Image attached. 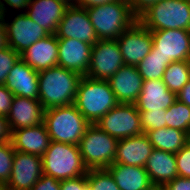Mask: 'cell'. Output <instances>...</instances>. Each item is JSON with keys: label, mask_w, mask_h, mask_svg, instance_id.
I'll list each match as a JSON object with an SVG mask.
<instances>
[{"label": "cell", "mask_w": 190, "mask_h": 190, "mask_svg": "<svg viewBox=\"0 0 190 190\" xmlns=\"http://www.w3.org/2000/svg\"><path fill=\"white\" fill-rule=\"evenodd\" d=\"M82 77L81 74L58 65L40 71L38 75V100L43 109L74 104Z\"/></svg>", "instance_id": "1"}, {"label": "cell", "mask_w": 190, "mask_h": 190, "mask_svg": "<svg viewBox=\"0 0 190 190\" xmlns=\"http://www.w3.org/2000/svg\"><path fill=\"white\" fill-rule=\"evenodd\" d=\"M118 104L109 82L83 76L79 82L74 105L90 122L96 124Z\"/></svg>", "instance_id": "2"}, {"label": "cell", "mask_w": 190, "mask_h": 190, "mask_svg": "<svg viewBox=\"0 0 190 190\" xmlns=\"http://www.w3.org/2000/svg\"><path fill=\"white\" fill-rule=\"evenodd\" d=\"M86 10L98 40H116L138 20L127 0H117Z\"/></svg>", "instance_id": "3"}, {"label": "cell", "mask_w": 190, "mask_h": 190, "mask_svg": "<svg viewBox=\"0 0 190 190\" xmlns=\"http://www.w3.org/2000/svg\"><path fill=\"white\" fill-rule=\"evenodd\" d=\"M51 141L79 145L90 122L74 104L44 110V120Z\"/></svg>", "instance_id": "4"}, {"label": "cell", "mask_w": 190, "mask_h": 190, "mask_svg": "<svg viewBox=\"0 0 190 190\" xmlns=\"http://www.w3.org/2000/svg\"><path fill=\"white\" fill-rule=\"evenodd\" d=\"M43 174L58 181L86 175L85 166L78 145L50 141L42 156Z\"/></svg>", "instance_id": "5"}, {"label": "cell", "mask_w": 190, "mask_h": 190, "mask_svg": "<svg viewBox=\"0 0 190 190\" xmlns=\"http://www.w3.org/2000/svg\"><path fill=\"white\" fill-rule=\"evenodd\" d=\"M138 21L150 31L184 29L190 31L188 0H160L150 6Z\"/></svg>", "instance_id": "6"}, {"label": "cell", "mask_w": 190, "mask_h": 190, "mask_svg": "<svg viewBox=\"0 0 190 190\" xmlns=\"http://www.w3.org/2000/svg\"><path fill=\"white\" fill-rule=\"evenodd\" d=\"M118 140L96 124H90L80 140L79 149L89 169L107 168L114 163Z\"/></svg>", "instance_id": "7"}, {"label": "cell", "mask_w": 190, "mask_h": 190, "mask_svg": "<svg viewBox=\"0 0 190 190\" xmlns=\"http://www.w3.org/2000/svg\"><path fill=\"white\" fill-rule=\"evenodd\" d=\"M96 125L117 140L143 134L135 104L118 103Z\"/></svg>", "instance_id": "8"}, {"label": "cell", "mask_w": 190, "mask_h": 190, "mask_svg": "<svg viewBox=\"0 0 190 190\" xmlns=\"http://www.w3.org/2000/svg\"><path fill=\"white\" fill-rule=\"evenodd\" d=\"M124 65L117 40H98L92 46L91 60L86 76L107 81Z\"/></svg>", "instance_id": "9"}, {"label": "cell", "mask_w": 190, "mask_h": 190, "mask_svg": "<svg viewBox=\"0 0 190 190\" xmlns=\"http://www.w3.org/2000/svg\"><path fill=\"white\" fill-rule=\"evenodd\" d=\"M125 65L137 66L151 51V31L138 20L116 39Z\"/></svg>", "instance_id": "10"}, {"label": "cell", "mask_w": 190, "mask_h": 190, "mask_svg": "<svg viewBox=\"0 0 190 190\" xmlns=\"http://www.w3.org/2000/svg\"><path fill=\"white\" fill-rule=\"evenodd\" d=\"M5 15L4 24L8 37V45L21 54L30 45L49 35L41 26L32 21L24 12L15 15L12 21H7Z\"/></svg>", "instance_id": "11"}, {"label": "cell", "mask_w": 190, "mask_h": 190, "mask_svg": "<svg viewBox=\"0 0 190 190\" xmlns=\"http://www.w3.org/2000/svg\"><path fill=\"white\" fill-rule=\"evenodd\" d=\"M58 39H77L92 46L98 41L86 8L69 6L55 32Z\"/></svg>", "instance_id": "12"}, {"label": "cell", "mask_w": 190, "mask_h": 190, "mask_svg": "<svg viewBox=\"0 0 190 190\" xmlns=\"http://www.w3.org/2000/svg\"><path fill=\"white\" fill-rule=\"evenodd\" d=\"M156 52L170 62L190 60V31L165 29L151 31Z\"/></svg>", "instance_id": "13"}, {"label": "cell", "mask_w": 190, "mask_h": 190, "mask_svg": "<svg viewBox=\"0 0 190 190\" xmlns=\"http://www.w3.org/2000/svg\"><path fill=\"white\" fill-rule=\"evenodd\" d=\"M42 175V157L15 151L7 190H31Z\"/></svg>", "instance_id": "14"}, {"label": "cell", "mask_w": 190, "mask_h": 190, "mask_svg": "<svg viewBox=\"0 0 190 190\" xmlns=\"http://www.w3.org/2000/svg\"><path fill=\"white\" fill-rule=\"evenodd\" d=\"M58 50V66L86 75L91 60V44L71 38L58 39Z\"/></svg>", "instance_id": "15"}, {"label": "cell", "mask_w": 190, "mask_h": 190, "mask_svg": "<svg viewBox=\"0 0 190 190\" xmlns=\"http://www.w3.org/2000/svg\"><path fill=\"white\" fill-rule=\"evenodd\" d=\"M107 81L118 103L135 104L144 80L137 66L124 65Z\"/></svg>", "instance_id": "16"}, {"label": "cell", "mask_w": 190, "mask_h": 190, "mask_svg": "<svg viewBox=\"0 0 190 190\" xmlns=\"http://www.w3.org/2000/svg\"><path fill=\"white\" fill-rule=\"evenodd\" d=\"M58 38L55 34L40 39L20 54V58L40 72L58 65Z\"/></svg>", "instance_id": "17"}, {"label": "cell", "mask_w": 190, "mask_h": 190, "mask_svg": "<svg viewBox=\"0 0 190 190\" xmlns=\"http://www.w3.org/2000/svg\"><path fill=\"white\" fill-rule=\"evenodd\" d=\"M38 75L26 62L19 58L5 81V86L15 95L38 100Z\"/></svg>", "instance_id": "18"}, {"label": "cell", "mask_w": 190, "mask_h": 190, "mask_svg": "<svg viewBox=\"0 0 190 190\" xmlns=\"http://www.w3.org/2000/svg\"><path fill=\"white\" fill-rule=\"evenodd\" d=\"M153 150L154 147L145 133L120 139L117 142L114 163L145 168L147 159Z\"/></svg>", "instance_id": "19"}, {"label": "cell", "mask_w": 190, "mask_h": 190, "mask_svg": "<svg viewBox=\"0 0 190 190\" xmlns=\"http://www.w3.org/2000/svg\"><path fill=\"white\" fill-rule=\"evenodd\" d=\"M7 120L12 132L20 128L37 126L44 120L43 106L39 100L14 96Z\"/></svg>", "instance_id": "20"}, {"label": "cell", "mask_w": 190, "mask_h": 190, "mask_svg": "<svg viewBox=\"0 0 190 190\" xmlns=\"http://www.w3.org/2000/svg\"><path fill=\"white\" fill-rule=\"evenodd\" d=\"M45 123L20 128L12 132L11 142L14 150L42 157L50 144Z\"/></svg>", "instance_id": "21"}, {"label": "cell", "mask_w": 190, "mask_h": 190, "mask_svg": "<svg viewBox=\"0 0 190 190\" xmlns=\"http://www.w3.org/2000/svg\"><path fill=\"white\" fill-rule=\"evenodd\" d=\"M67 7L58 0H31L26 14L49 34H55Z\"/></svg>", "instance_id": "22"}, {"label": "cell", "mask_w": 190, "mask_h": 190, "mask_svg": "<svg viewBox=\"0 0 190 190\" xmlns=\"http://www.w3.org/2000/svg\"><path fill=\"white\" fill-rule=\"evenodd\" d=\"M176 99V94L168 89L162 79L144 80L135 105L139 112L167 110Z\"/></svg>", "instance_id": "23"}, {"label": "cell", "mask_w": 190, "mask_h": 190, "mask_svg": "<svg viewBox=\"0 0 190 190\" xmlns=\"http://www.w3.org/2000/svg\"><path fill=\"white\" fill-rule=\"evenodd\" d=\"M145 169L154 187L163 188L178 176L175 153L154 149Z\"/></svg>", "instance_id": "24"}, {"label": "cell", "mask_w": 190, "mask_h": 190, "mask_svg": "<svg viewBox=\"0 0 190 190\" xmlns=\"http://www.w3.org/2000/svg\"><path fill=\"white\" fill-rule=\"evenodd\" d=\"M107 169L120 190H152L154 188L144 167L113 163Z\"/></svg>", "instance_id": "25"}, {"label": "cell", "mask_w": 190, "mask_h": 190, "mask_svg": "<svg viewBox=\"0 0 190 190\" xmlns=\"http://www.w3.org/2000/svg\"><path fill=\"white\" fill-rule=\"evenodd\" d=\"M186 132L179 129L164 127L146 133L154 149L177 153L186 145Z\"/></svg>", "instance_id": "26"}, {"label": "cell", "mask_w": 190, "mask_h": 190, "mask_svg": "<svg viewBox=\"0 0 190 190\" xmlns=\"http://www.w3.org/2000/svg\"><path fill=\"white\" fill-rule=\"evenodd\" d=\"M190 80V60L171 62L163 74L162 81L176 95Z\"/></svg>", "instance_id": "27"}, {"label": "cell", "mask_w": 190, "mask_h": 190, "mask_svg": "<svg viewBox=\"0 0 190 190\" xmlns=\"http://www.w3.org/2000/svg\"><path fill=\"white\" fill-rule=\"evenodd\" d=\"M170 63L152 46L150 53L137 65V69L143 80H160Z\"/></svg>", "instance_id": "28"}, {"label": "cell", "mask_w": 190, "mask_h": 190, "mask_svg": "<svg viewBox=\"0 0 190 190\" xmlns=\"http://www.w3.org/2000/svg\"><path fill=\"white\" fill-rule=\"evenodd\" d=\"M166 127L187 133L190 130V107L176 99L166 110Z\"/></svg>", "instance_id": "29"}, {"label": "cell", "mask_w": 190, "mask_h": 190, "mask_svg": "<svg viewBox=\"0 0 190 190\" xmlns=\"http://www.w3.org/2000/svg\"><path fill=\"white\" fill-rule=\"evenodd\" d=\"M86 177L90 190H120L107 168L89 169Z\"/></svg>", "instance_id": "30"}, {"label": "cell", "mask_w": 190, "mask_h": 190, "mask_svg": "<svg viewBox=\"0 0 190 190\" xmlns=\"http://www.w3.org/2000/svg\"><path fill=\"white\" fill-rule=\"evenodd\" d=\"M140 113L141 129L143 133L166 127V110H151Z\"/></svg>", "instance_id": "31"}, {"label": "cell", "mask_w": 190, "mask_h": 190, "mask_svg": "<svg viewBox=\"0 0 190 190\" xmlns=\"http://www.w3.org/2000/svg\"><path fill=\"white\" fill-rule=\"evenodd\" d=\"M15 150L12 142L0 144V182L7 184L13 166Z\"/></svg>", "instance_id": "32"}, {"label": "cell", "mask_w": 190, "mask_h": 190, "mask_svg": "<svg viewBox=\"0 0 190 190\" xmlns=\"http://www.w3.org/2000/svg\"><path fill=\"white\" fill-rule=\"evenodd\" d=\"M20 58V54L9 46L0 50V85H4L9 72Z\"/></svg>", "instance_id": "33"}, {"label": "cell", "mask_w": 190, "mask_h": 190, "mask_svg": "<svg viewBox=\"0 0 190 190\" xmlns=\"http://www.w3.org/2000/svg\"><path fill=\"white\" fill-rule=\"evenodd\" d=\"M177 173L179 177L190 178V148L182 147L176 154Z\"/></svg>", "instance_id": "34"}, {"label": "cell", "mask_w": 190, "mask_h": 190, "mask_svg": "<svg viewBox=\"0 0 190 190\" xmlns=\"http://www.w3.org/2000/svg\"><path fill=\"white\" fill-rule=\"evenodd\" d=\"M14 96L5 85H0V115H9Z\"/></svg>", "instance_id": "35"}, {"label": "cell", "mask_w": 190, "mask_h": 190, "mask_svg": "<svg viewBox=\"0 0 190 190\" xmlns=\"http://www.w3.org/2000/svg\"><path fill=\"white\" fill-rule=\"evenodd\" d=\"M61 190H90L86 175L60 181Z\"/></svg>", "instance_id": "36"}, {"label": "cell", "mask_w": 190, "mask_h": 190, "mask_svg": "<svg viewBox=\"0 0 190 190\" xmlns=\"http://www.w3.org/2000/svg\"><path fill=\"white\" fill-rule=\"evenodd\" d=\"M31 190H61L60 181L43 174Z\"/></svg>", "instance_id": "37"}, {"label": "cell", "mask_w": 190, "mask_h": 190, "mask_svg": "<svg viewBox=\"0 0 190 190\" xmlns=\"http://www.w3.org/2000/svg\"><path fill=\"white\" fill-rule=\"evenodd\" d=\"M132 13L138 18L150 6L156 4L160 0H127Z\"/></svg>", "instance_id": "38"}, {"label": "cell", "mask_w": 190, "mask_h": 190, "mask_svg": "<svg viewBox=\"0 0 190 190\" xmlns=\"http://www.w3.org/2000/svg\"><path fill=\"white\" fill-rule=\"evenodd\" d=\"M164 190H190V178L175 177L168 182L164 187Z\"/></svg>", "instance_id": "39"}, {"label": "cell", "mask_w": 190, "mask_h": 190, "mask_svg": "<svg viewBox=\"0 0 190 190\" xmlns=\"http://www.w3.org/2000/svg\"><path fill=\"white\" fill-rule=\"evenodd\" d=\"M12 139V131L9 126L7 117L0 115V144L10 142Z\"/></svg>", "instance_id": "40"}, {"label": "cell", "mask_w": 190, "mask_h": 190, "mask_svg": "<svg viewBox=\"0 0 190 190\" xmlns=\"http://www.w3.org/2000/svg\"><path fill=\"white\" fill-rule=\"evenodd\" d=\"M30 1L31 0H0V3L2 4L5 15H7V12L9 13V10L6 5L17 10L24 9V13H26V9Z\"/></svg>", "instance_id": "41"}, {"label": "cell", "mask_w": 190, "mask_h": 190, "mask_svg": "<svg viewBox=\"0 0 190 190\" xmlns=\"http://www.w3.org/2000/svg\"><path fill=\"white\" fill-rule=\"evenodd\" d=\"M176 96L180 102L190 107V80L182 87Z\"/></svg>", "instance_id": "42"}, {"label": "cell", "mask_w": 190, "mask_h": 190, "mask_svg": "<svg viewBox=\"0 0 190 190\" xmlns=\"http://www.w3.org/2000/svg\"><path fill=\"white\" fill-rule=\"evenodd\" d=\"M117 0H78V6L82 8H91L98 5H103Z\"/></svg>", "instance_id": "43"}, {"label": "cell", "mask_w": 190, "mask_h": 190, "mask_svg": "<svg viewBox=\"0 0 190 190\" xmlns=\"http://www.w3.org/2000/svg\"><path fill=\"white\" fill-rule=\"evenodd\" d=\"M8 37L5 24H0V50L8 47Z\"/></svg>", "instance_id": "44"}, {"label": "cell", "mask_w": 190, "mask_h": 190, "mask_svg": "<svg viewBox=\"0 0 190 190\" xmlns=\"http://www.w3.org/2000/svg\"><path fill=\"white\" fill-rule=\"evenodd\" d=\"M69 6H78V0H58Z\"/></svg>", "instance_id": "45"}, {"label": "cell", "mask_w": 190, "mask_h": 190, "mask_svg": "<svg viewBox=\"0 0 190 190\" xmlns=\"http://www.w3.org/2000/svg\"><path fill=\"white\" fill-rule=\"evenodd\" d=\"M4 19H5V13L2 4L0 3V24H4Z\"/></svg>", "instance_id": "46"}, {"label": "cell", "mask_w": 190, "mask_h": 190, "mask_svg": "<svg viewBox=\"0 0 190 190\" xmlns=\"http://www.w3.org/2000/svg\"><path fill=\"white\" fill-rule=\"evenodd\" d=\"M186 146L190 148V130L186 134Z\"/></svg>", "instance_id": "47"}, {"label": "cell", "mask_w": 190, "mask_h": 190, "mask_svg": "<svg viewBox=\"0 0 190 190\" xmlns=\"http://www.w3.org/2000/svg\"><path fill=\"white\" fill-rule=\"evenodd\" d=\"M0 190H7V186L3 182H0Z\"/></svg>", "instance_id": "48"}, {"label": "cell", "mask_w": 190, "mask_h": 190, "mask_svg": "<svg viewBox=\"0 0 190 190\" xmlns=\"http://www.w3.org/2000/svg\"><path fill=\"white\" fill-rule=\"evenodd\" d=\"M152 190H164L163 188L154 187Z\"/></svg>", "instance_id": "49"}]
</instances>
